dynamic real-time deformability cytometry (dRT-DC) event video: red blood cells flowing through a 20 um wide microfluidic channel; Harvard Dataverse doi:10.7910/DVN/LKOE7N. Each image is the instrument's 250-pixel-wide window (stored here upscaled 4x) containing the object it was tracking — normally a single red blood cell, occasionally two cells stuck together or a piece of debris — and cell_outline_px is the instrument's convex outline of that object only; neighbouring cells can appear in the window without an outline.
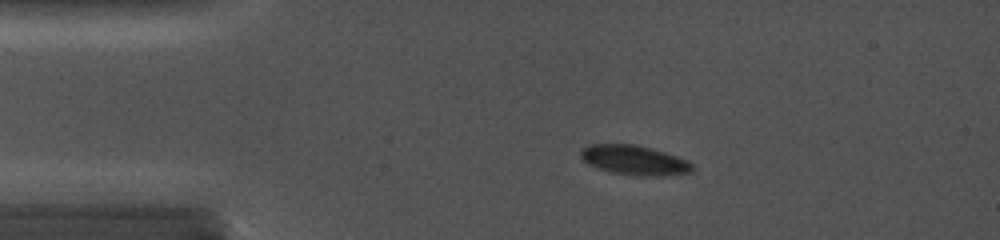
{"species": "common noctule bat (a hibernating species)", "species_latin": "Nyctalus noctula", "temperature_condition": "cold", "stored_images_in_passage": 10, "camera_frame_rate_fps": 5000, "um_per_image_px": 0.085, "animal": {"sex": "female", "body_mass_g": 19.0, "forearm_length_mm": 56.7}, "frame": {"image": 1, "passage_image": 7, "time_ms": 2.8, "image_size_px": [1000, 240], "cell_outline_px": [[696, 168], [692, 172], [660, 176], [636, 176], [612, 172], [588, 164], [580, 156], [580, 148], [588, 144], [636, 144], [652, 148], [688, 160], [696, 164]], "centroid_in_image_um": [53.96, 13.61], "position_along_channel_um": 31.0, "area_um2": 19.54}}